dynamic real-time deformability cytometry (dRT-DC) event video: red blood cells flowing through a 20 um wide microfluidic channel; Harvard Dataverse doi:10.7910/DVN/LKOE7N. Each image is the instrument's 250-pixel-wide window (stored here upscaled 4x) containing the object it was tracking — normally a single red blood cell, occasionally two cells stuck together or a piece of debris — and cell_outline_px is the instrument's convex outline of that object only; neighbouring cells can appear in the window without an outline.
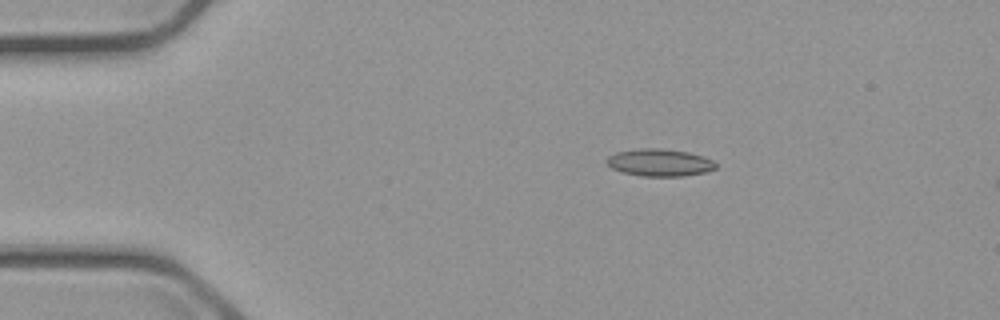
{"species": "common noctule bat (a hibernating species)", "species_latin": "Nyctalus noctula", "temperature_condition": "cold", "stored_images_in_passage": 3, "camera_frame_rate_fps": 3000, "um_per_image_px": 0.085, "animal": {"sex": "male", "body_mass_g": 23.1, "forearm_length_mm": 52.7}, "frame": {"image": 1, "passage_image": 2, "time_ms": 1.333, "image_size_px": [1000, 320], "cell_outline_px": [[716, 168], [704, 172], [684, 176], [640, 176], [624, 172], [612, 168], [604, 160], [608, 156], [616, 152], [640, 148], [660, 148], [688, 152], [704, 156], [712, 160], [716, 164]], "centroid_in_image_um": [56.05, 13.81], "position_along_channel_um": 28.9, "area_um2": 17.34}}